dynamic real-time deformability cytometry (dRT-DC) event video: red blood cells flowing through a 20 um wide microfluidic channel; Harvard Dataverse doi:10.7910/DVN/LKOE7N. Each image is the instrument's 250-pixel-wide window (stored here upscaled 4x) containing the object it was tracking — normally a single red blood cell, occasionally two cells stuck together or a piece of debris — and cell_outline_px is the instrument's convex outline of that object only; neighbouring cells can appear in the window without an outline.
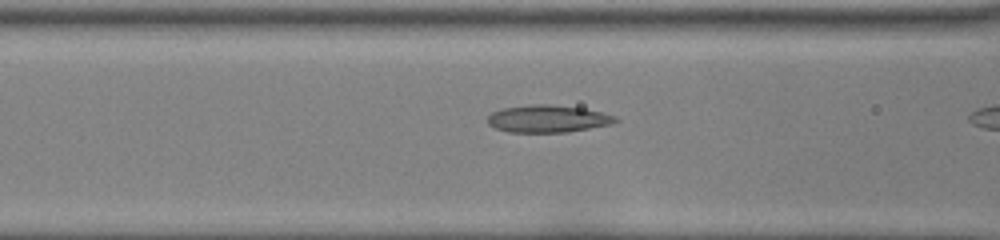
{"species": "common noctule bat (a hibernating species)", "species_latin": "Nyctalus noctula", "temperature_condition": "room temperature", "stored_images_in_passage": 10, "camera_frame_rate_fps": 3000, "um_per_image_px": 0.085, "animal": {"sex": "female", "body_mass_g": 22.0, "forearm_length_mm": 56.7}, "frame": {"image": 1, "passage_image": 9, "time_ms": 2.667, "image_size_px": [1000, 240], "cell_outline_px": [[620, 120], [612, 124], [568, 132], [508, 132], [496, 128], [488, 124], [488, 116], [492, 112], [504, 108], [528, 104], [552, 104], [584, 108], [616, 116]], "centroid_in_image_um": [46.58, 10.09], "position_along_channel_um": 120.0, "area_um2": 20.46}}